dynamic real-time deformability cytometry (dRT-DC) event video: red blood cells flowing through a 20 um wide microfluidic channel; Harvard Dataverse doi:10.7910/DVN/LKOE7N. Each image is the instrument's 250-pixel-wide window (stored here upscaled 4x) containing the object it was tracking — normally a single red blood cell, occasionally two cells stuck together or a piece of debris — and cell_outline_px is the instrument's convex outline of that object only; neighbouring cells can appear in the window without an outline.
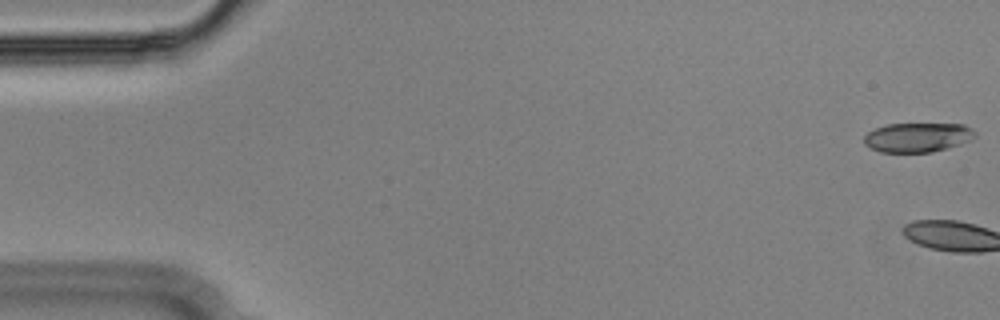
{"species": "Egyptian fruit bat (a non-hibernating species)", "species_latin": "Rousettus aegyptiacus", "temperature_condition": "cold", "stored_images_in_passage": 3, "camera_frame_rate_fps": 3000, "um_per_image_px": 0.085, "animal": {"sex": "male"}, "frame": {"image": 1, "passage_image": 1, "time_ms": 0.0, "image_size_px": [1000, 320], "cell_outline_px": [[976, 136], [960, 144], [932, 152], [880, 152], [864, 144], [864, 136], [868, 132], [876, 128], [888, 124], [964, 124], [972, 128], [976, 132]], "centroid_in_image_um": [78.0, 11.67], "position_along_channel_um": 7.0, "area_um2": 18.9}}